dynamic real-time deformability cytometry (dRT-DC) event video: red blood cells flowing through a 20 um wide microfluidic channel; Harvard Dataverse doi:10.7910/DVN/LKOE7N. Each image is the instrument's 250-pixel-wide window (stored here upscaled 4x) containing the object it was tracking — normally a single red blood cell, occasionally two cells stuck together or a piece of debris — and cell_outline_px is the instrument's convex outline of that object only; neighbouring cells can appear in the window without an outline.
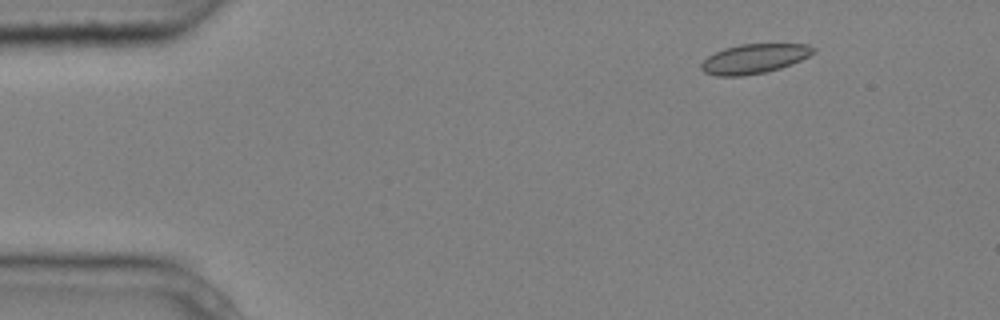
{"species": "common noctule bat (a hibernating species)", "species_latin": "Nyctalus noctula", "temperature_condition": "cold", "stored_images_in_passage": 9, "camera_frame_rate_fps": 3000, "um_per_image_px": 0.085, "animal": {"sex": "male", "body_mass_g": 20.4}, "frame": {"image": 1, "passage_image": 2, "time_ms": 0.333, "image_size_px": [1000, 320], "cell_outline_px": [[816, 52], [792, 64], [780, 68], [764, 72], [744, 76], [716, 76], [704, 72], [700, 68], [700, 64], [708, 56], [724, 48], [740, 44], [808, 44], [816, 48]], "centroid_in_image_um": [64.11, 4.99], "position_along_channel_um": 20.9, "area_um2": 19.31}}
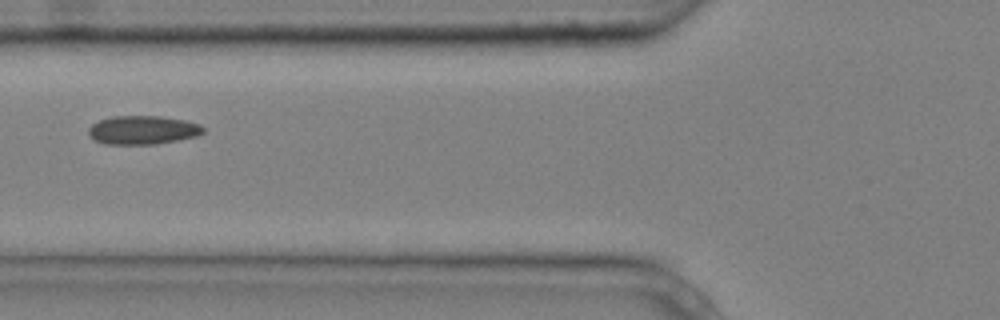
{"frame": {"image": 2, "passage_image": 6, "time_ms": 1.667, "image_size_px": [1000, 320], "cell_outline_px": [[204, 132], [196, 136], [156, 144], [104, 144], [96, 140], [88, 132], [88, 128], [92, 124], [100, 120], [112, 116], [160, 116], [184, 120], [200, 124], [204, 128]], "centroid_in_image_um": [12.14, 11.05], "position_along_channel_um": 113.7, "area_um2": 19.02}}